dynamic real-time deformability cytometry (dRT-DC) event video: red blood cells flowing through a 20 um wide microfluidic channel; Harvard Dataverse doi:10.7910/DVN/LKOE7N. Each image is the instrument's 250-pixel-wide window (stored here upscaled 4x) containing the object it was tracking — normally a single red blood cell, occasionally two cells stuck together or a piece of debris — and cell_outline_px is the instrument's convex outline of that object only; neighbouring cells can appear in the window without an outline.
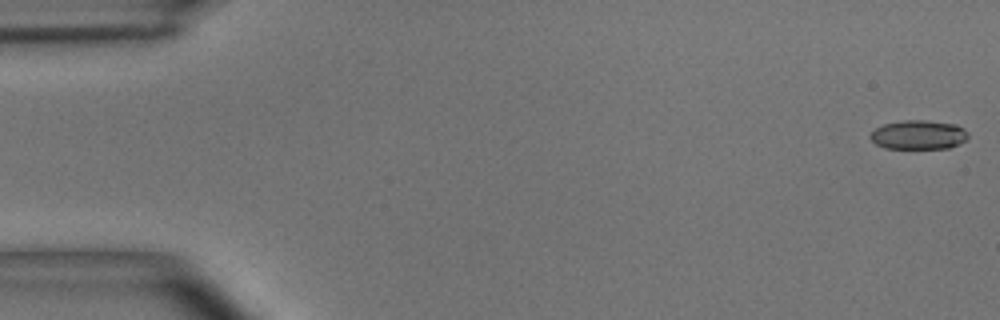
{"species": "common noctule bat (a hibernating species)", "species_latin": "Nyctalus noctula", "temperature_condition": "room temperature", "stored_images_in_passage": 55, "camera_frame_rate_fps": 3000, "um_per_image_px": 0.085, "animal": {"sex": "male", "body_mass_g": 15.6}, "frame": {"image": 1, "passage_image": 1, "time_ms": 0.0, "image_size_px": [1000, 320], "cell_outline_px": [[968, 136], [964, 140], [948, 148], [884, 148], [876, 144], [868, 136], [876, 128], [884, 124], [904, 120], [924, 120], [956, 124], [964, 128], [968, 132]], "centroid_in_image_um": [78.06, 11.45], "position_along_channel_um": 6.9, "area_um2": 16.47}}
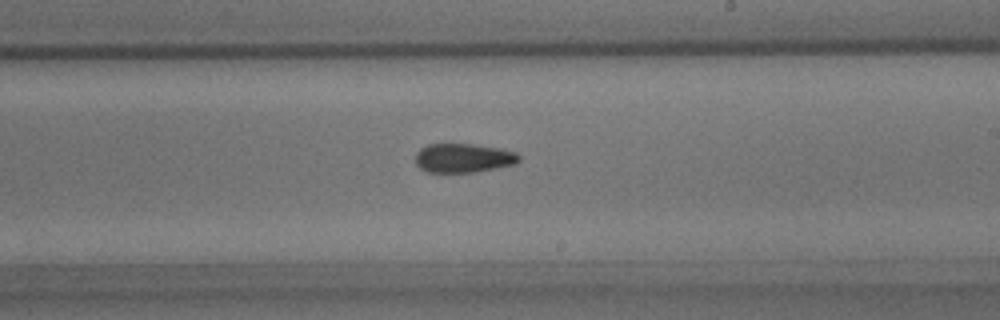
{"frame": {"image": 2, "passage_image": 32, "time_ms": 10.333, "image_size_px": [1000, 320], "cell_outline_px": [[520, 160], [516, 164], [476, 172], [428, 172], [420, 168], [416, 164], [416, 152], [420, 148], [428, 144], [472, 144], [500, 148], [516, 152], [520, 156]], "centroid_in_image_um": [39.4, 13.43], "position_along_channel_um": 249.6, "area_um2": 17.63}}
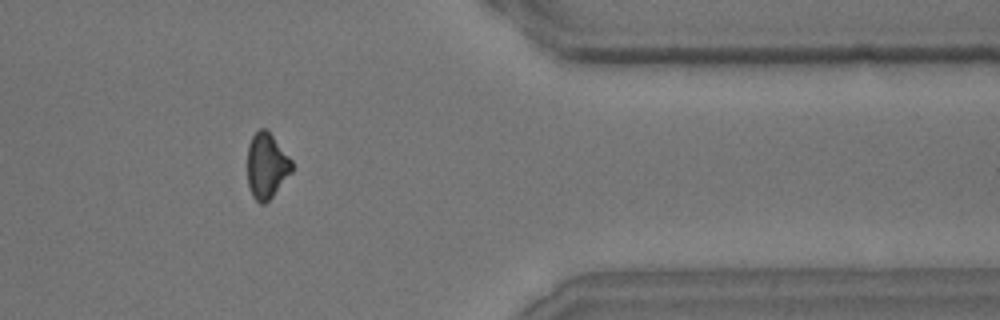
{"frame": {"image": 3, "passage_image": 45, "time_ms": 14.667, "image_size_px": [1000, 320], "cell_outline_px": [[292, 172], [272, 196], [264, 204], [260, 204], [252, 196], [248, 184], [248, 144], [252, 136], [260, 128], [264, 128], [272, 136], [292, 160]], "centroid_in_image_um": [22.65, 14.1], "position_along_channel_um": 388.7, "area_um2": 16.7}}